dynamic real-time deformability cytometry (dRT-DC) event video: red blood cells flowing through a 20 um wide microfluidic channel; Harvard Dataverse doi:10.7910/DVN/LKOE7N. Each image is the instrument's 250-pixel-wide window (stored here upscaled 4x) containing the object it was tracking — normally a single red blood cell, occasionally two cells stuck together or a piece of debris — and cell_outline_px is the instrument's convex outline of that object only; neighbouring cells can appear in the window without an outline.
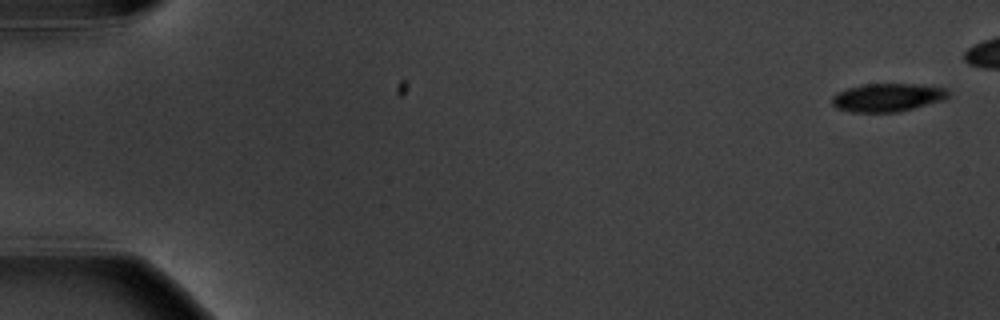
{"species": "common noctule bat (a hibernating species)", "species_latin": "Nyctalus noctula", "temperature_condition": "warm", "stored_images_in_passage": 6, "camera_frame_rate_fps": 3000, "um_per_image_px": 0.085, "animal": {"sex": "male", "body_mass_g": 20.1, "forearm_length_mm": 53.5}, "frame": {"image": 1, "passage_image": 1, "time_ms": 0.0, "image_size_px": [1000, 320], "cell_outline_px": [[948, 96], [944, 100], [900, 112], [852, 112], [836, 108], [832, 104], [832, 96], [836, 92], [848, 88], [864, 84], [920, 84], [948, 88]], "centroid_in_image_um": [75.45, 8.28], "position_along_channel_um": 9.6, "area_um2": 19.31}}